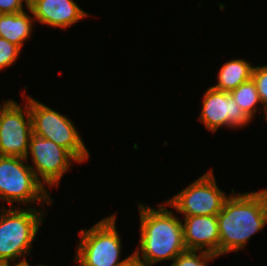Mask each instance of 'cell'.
<instances>
[{"instance_id":"10","label":"cell","mask_w":267,"mask_h":266,"mask_svg":"<svg viewBox=\"0 0 267 266\" xmlns=\"http://www.w3.org/2000/svg\"><path fill=\"white\" fill-rule=\"evenodd\" d=\"M199 120L211 132H217L222 126L243 128L251 118L235 103L229 92L209 87L204 93Z\"/></svg>"},{"instance_id":"3","label":"cell","mask_w":267,"mask_h":266,"mask_svg":"<svg viewBox=\"0 0 267 266\" xmlns=\"http://www.w3.org/2000/svg\"><path fill=\"white\" fill-rule=\"evenodd\" d=\"M2 212V213H1ZM44 212L36 208L9 207L0 209V263L27 261L34 241L44 220Z\"/></svg>"},{"instance_id":"15","label":"cell","mask_w":267,"mask_h":266,"mask_svg":"<svg viewBox=\"0 0 267 266\" xmlns=\"http://www.w3.org/2000/svg\"><path fill=\"white\" fill-rule=\"evenodd\" d=\"M235 103L246 112V114L252 119L256 113V106L258 107V103L261 105V101L258 95V91L255 85V82L252 78L241 85H239L236 89L229 92Z\"/></svg>"},{"instance_id":"7","label":"cell","mask_w":267,"mask_h":266,"mask_svg":"<svg viewBox=\"0 0 267 266\" xmlns=\"http://www.w3.org/2000/svg\"><path fill=\"white\" fill-rule=\"evenodd\" d=\"M210 170L164 203L184 216L218 215L227 199Z\"/></svg>"},{"instance_id":"17","label":"cell","mask_w":267,"mask_h":266,"mask_svg":"<svg viewBox=\"0 0 267 266\" xmlns=\"http://www.w3.org/2000/svg\"><path fill=\"white\" fill-rule=\"evenodd\" d=\"M22 49L0 37V71L5 67H9L16 62Z\"/></svg>"},{"instance_id":"23","label":"cell","mask_w":267,"mask_h":266,"mask_svg":"<svg viewBox=\"0 0 267 266\" xmlns=\"http://www.w3.org/2000/svg\"><path fill=\"white\" fill-rule=\"evenodd\" d=\"M265 120L267 121V110L265 111Z\"/></svg>"},{"instance_id":"8","label":"cell","mask_w":267,"mask_h":266,"mask_svg":"<svg viewBox=\"0 0 267 266\" xmlns=\"http://www.w3.org/2000/svg\"><path fill=\"white\" fill-rule=\"evenodd\" d=\"M26 99L24 108L14 100L0 105V156L27 157L32 121Z\"/></svg>"},{"instance_id":"21","label":"cell","mask_w":267,"mask_h":266,"mask_svg":"<svg viewBox=\"0 0 267 266\" xmlns=\"http://www.w3.org/2000/svg\"><path fill=\"white\" fill-rule=\"evenodd\" d=\"M12 266V263L9 264V266ZM13 266H30L28 261H23V262H14ZM37 266H46V265H37Z\"/></svg>"},{"instance_id":"22","label":"cell","mask_w":267,"mask_h":266,"mask_svg":"<svg viewBox=\"0 0 267 266\" xmlns=\"http://www.w3.org/2000/svg\"><path fill=\"white\" fill-rule=\"evenodd\" d=\"M0 266H9V264H6V263H0Z\"/></svg>"},{"instance_id":"1","label":"cell","mask_w":267,"mask_h":266,"mask_svg":"<svg viewBox=\"0 0 267 266\" xmlns=\"http://www.w3.org/2000/svg\"><path fill=\"white\" fill-rule=\"evenodd\" d=\"M228 195L218 213L219 256L244 249L251 236L267 224V189Z\"/></svg>"},{"instance_id":"16","label":"cell","mask_w":267,"mask_h":266,"mask_svg":"<svg viewBox=\"0 0 267 266\" xmlns=\"http://www.w3.org/2000/svg\"><path fill=\"white\" fill-rule=\"evenodd\" d=\"M196 252L197 250H186L180 253L170 266H207L208 261L218 258L217 255L207 251L198 250L200 254Z\"/></svg>"},{"instance_id":"12","label":"cell","mask_w":267,"mask_h":266,"mask_svg":"<svg viewBox=\"0 0 267 266\" xmlns=\"http://www.w3.org/2000/svg\"><path fill=\"white\" fill-rule=\"evenodd\" d=\"M183 236L187 250H202L219 257V229L217 215L184 216Z\"/></svg>"},{"instance_id":"14","label":"cell","mask_w":267,"mask_h":266,"mask_svg":"<svg viewBox=\"0 0 267 266\" xmlns=\"http://www.w3.org/2000/svg\"><path fill=\"white\" fill-rule=\"evenodd\" d=\"M254 66L247 60L234 59L222 65L218 72L217 84L213 88L225 92L236 89L242 83L252 78Z\"/></svg>"},{"instance_id":"11","label":"cell","mask_w":267,"mask_h":266,"mask_svg":"<svg viewBox=\"0 0 267 266\" xmlns=\"http://www.w3.org/2000/svg\"><path fill=\"white\" fill-rule=\"evenodd\" d=\"M27 9L39 23L63 29L88 15L73 0H29Z\"/></svg>"},{"instance_id":"19","label":"cell","mask_w":267,"mask_h":266,"mask_svg":"<svg viewBox=\"0 0 267 266\" xmlns=\"http://www.w3.org/2000/svg\"><path fill=\"white\" fill-rule=\"evenodd\" d=\"M23 3L28 8L29 0H0V14L21 13L24 11Z\"/></svg>"},{"instance_id":"9","label":"cell","mask_w":267,"mask_h":266,"mask_svg":"<svg viewBox=\"0 0 267 266\" xmlns=\"http://www.w3.org/2000/svg\"><path fill=\"white\" fill-rule=\"evenodd\" d=\"M28 155L32 156L30 165L36 178L49 187L59 186L60 179L69 170L72 161L78 160L65 148L32 133L29 140ZM35 166V167H34Z\"/></svg>"},{"instance_id":"6","label":"cell","mask_w":267,"mask_h":266,"mask_svg":"<svg viewBox=\"0 0 267 266\" xmlns=\"http://www.w3.org/2000/svg\"><path fill=\"white\" fill-rule=\"evenodd\" d=\"M29 109L33 134L52 140L65 148L79 163L89 158V151L68 116L60 114L30 96Z\"/></svg>"},{"instance_id":"2","label":"cell","mask_w":267,"mask_h":266,"mask_svg":"<svg viewBox=\"0 0 267 266\" xmlns=\"http://www.w3.org/2000/svg\"><path fill=\"white\" fill-rule=\"evenodd\" d=\"M138 207L141 236L139 249L133 252L134 257L143 266H153L163 260L173 262L180 253L187 250L184 244L183 222L163 204L158 205L156 209L146 204H138Z\"/></svg>"},{"instance_id":"20","label":"cell","mask_w":267,"mask_h":266,"mask_svg":"<svg viewBox=\"0 0 267 266\" xmlns=\"http://www.w3.org/2000/svg\"><path fill=\"white\" fill-rule=\"evenodd\" d=\"M122 266H143L135 257L134 255Z\"/></svg>"},{"instance_id":"18","label":"cell","mask_w":267,"mask_h":266,"mask_svg":"<svg viewBox=\"0 0 267 266\" xmlns=\"http://www.w3.org/2000/svg\"><path fill=\"white\" fill-rule=\"evenodd\" d=\"M252 80L255 82L258 95L263 106L262 111L267 110V65L254 66Z\"/></svg>"},{"instance_id":"5","label":"cell","mask_w":267,"mask_h":266,"mask_svg":"<svg viewBox=\"0 0 267 266\" xmlns=\"http://www.w3.org/2000/svg\"><path fill=\"white\" fill-rule=\"evenodd\" d=\"M25 162L26 158L0 156V200L10 206L14 202L29 205L37 201L51 205L48 189Z\"/></svg>"},{"instance_id":"13","label":"cell","mask_w":267,"mask_h":266,"mask_svg":"<svg viewBox=\"0 0 267 266\" xmlns=\"http://www.w3.org/2000/svg\"><path fill=\"white\" fill-rule=\"evenodd\" d=\"M25 11L21 13L0 14V37L23 47L32 32L35 19ZM33 23V24H32Z\"/></svg>"},{"instance_id":"4","label":"cell","mask_w":267,"mask_h":266,"mask_svg":"<svg viewBox=\"0 0 267 266\" xmlns=\"http://www.w3.org/2000/svg\"><path fill=\"white\" fill-rule=\"evenodd\" d=\"M116 214H111L88 230H80L75 261L78 266H122L133 253L119 261L121 256V238L116 230Z\"/></svg>"}]
</instances>
